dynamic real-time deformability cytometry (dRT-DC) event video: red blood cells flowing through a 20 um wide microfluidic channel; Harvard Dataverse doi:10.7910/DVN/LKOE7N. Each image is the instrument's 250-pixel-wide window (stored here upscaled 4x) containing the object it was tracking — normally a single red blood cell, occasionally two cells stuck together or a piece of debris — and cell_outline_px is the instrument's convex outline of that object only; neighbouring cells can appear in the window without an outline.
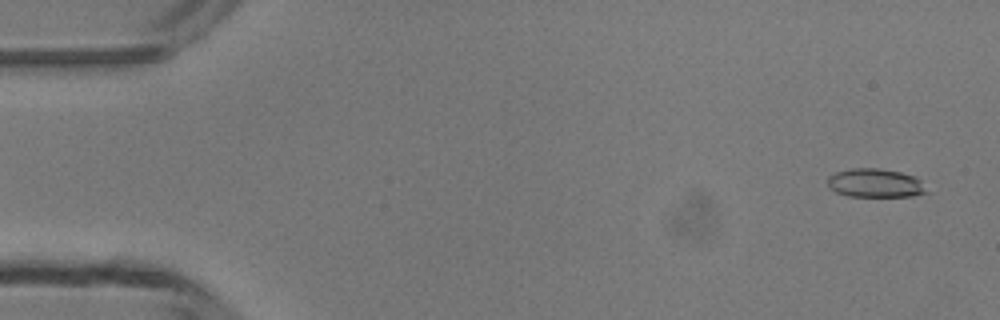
{"species": "common noctule bat (a hibernating species)", "species_latin": "Nyctalus noctula", "temperature_condition": "room temperature", "stored_images_in_passage": 5, "camera_frame_rate_fps": 3000, "um_per_image_px": 0.085, "animal": {"sex": "male", "body_mass_g": 13.3}, "frame": {"image": 1, "passage_image": 1, "time_ms": 0.0, "image_size_px": [1000, 320], "cell_outline_px": [[932, 192], [912, 196], [848, 196], [836, 192], [828, 188], [828, 176], [836, 172], [852, 168], [880, 168], [900, 172], [912, 176], [920, 180]], "centroid_in_image_um": [74.42, 15.57], "position_along_channel_um": 10.6, "area_um2": 16.7}}
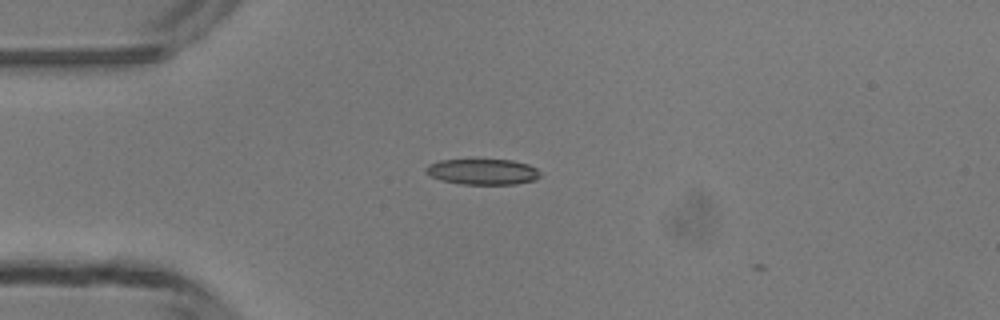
{"frame": {"image": 2, "passage_image": 4, "time_ms": 3.333, "image_size_px": [1000, 320], "cell_outline_px": [[540, 176], [536, 180], [516, 184], [460, 184], [440, 180], [424, 172], [424, 168], [428, 164], [440, 160], [512, 160], [528, 164], [536, 168], [540, 172]], "centroid_in_image_um": [41.02, 14.6], "position_along_channel_um": 44.0, "area_um2": 17.22}}